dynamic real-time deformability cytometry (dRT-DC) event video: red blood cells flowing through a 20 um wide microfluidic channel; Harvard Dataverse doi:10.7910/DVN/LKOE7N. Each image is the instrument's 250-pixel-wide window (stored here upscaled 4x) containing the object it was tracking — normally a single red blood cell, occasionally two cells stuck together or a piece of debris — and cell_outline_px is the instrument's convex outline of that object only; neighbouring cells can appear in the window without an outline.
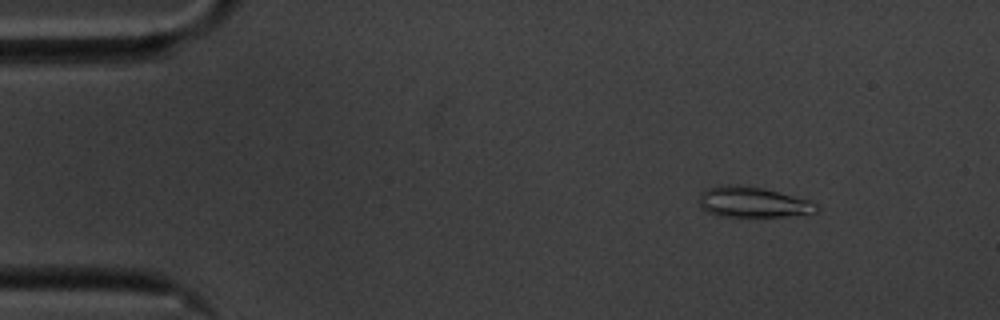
{"species": "common noctule bat (a hibernating species)", "species_latin": "Nyctalus noctula", "temperature_condition": "cold", "stored_images_in_passage": 55, "camera_frame_rate_fps": 3000, "um_per_image_px": 0.085, "animal": {"sex": "male", "body_mass_g": 20.1, "forearm_length_mm": 53.5}, "frame": {"image": 1, "passage_image": 5, "time_ms": 1.333, "image_size_px": [1000, 320], "cell_outline_px": [[820, 208], [816, 212], [784, 216], [716, 216], [700, 208], [700, 192], [708, 188], [720, 184], [732, 184], [764, 188], [808, 200], [816, 204]], "centroid_in_image_um": [63.94, 17.17], "position_along_channel_um": 21.1, "area_um2": 20.81}}
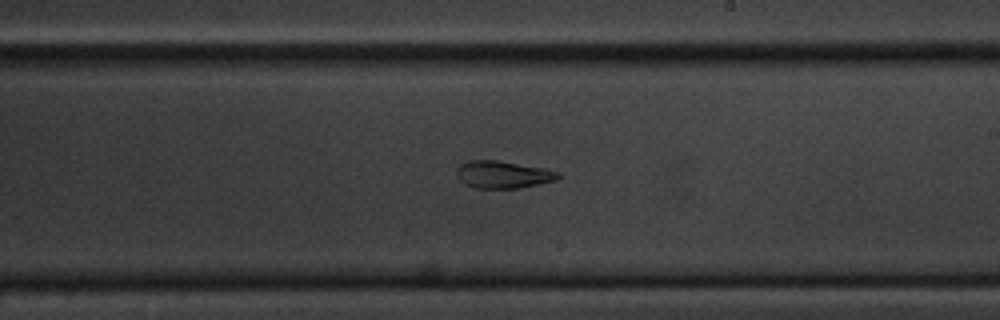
{"frame": {"image": 2, "passage_image": 31, "time_ms": 10.0, "image_size_px": [1000, 320], "cell_outline_px": [[564, 176], [556, 180], [520, 188], [476, 188], [464, 184], [460, 180], [456, 172], [456, 168], [460, 164], [468, 160], [496, 160], [544, 168], [560, 172]], "centroid_in_image_um": [42.77, 14.83], "position_along_channel_um": 246.2, "area_um2": 16.3}}
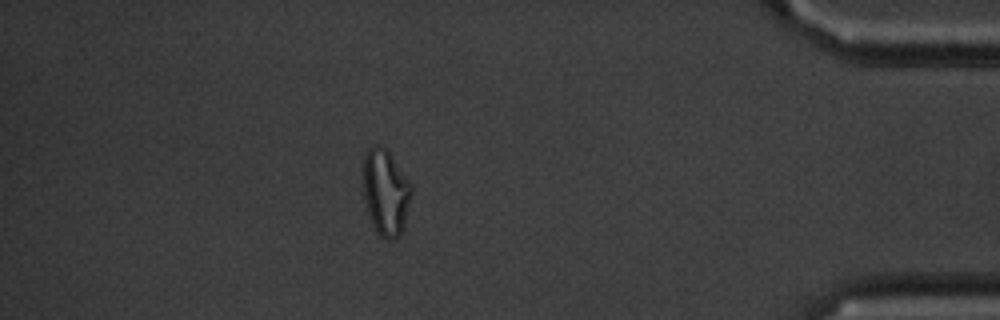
{"frame": {"image": 3, "passage_image": 48, "time_ms": 15.667, "image_size_px": [1000, 320], "cell_outline_px": [[412, 192], [404, 224], [400, 236], [392, 240], [388, 240], [380, 236], [372, 224], [368, 212], [364, 196], [364, 156], [368, 148], [376, 144], [388, 148], [412, 184]], "centroid_in_image_um": [32.8, 16.31], "position_along_channel_um": 402.4, "area_um2": 24.33}, "authors_computed_cell_mechanics": {"area_um2": 18.7272, "velocity_mm_per_s": 3.506, "shape_relaxation_time_tau1_ms": null, "shape_relaxation_time_tau2_ms": 2.0769, "deformation_change_tau1": null, "deformation_change_tau2": 0.0856}}